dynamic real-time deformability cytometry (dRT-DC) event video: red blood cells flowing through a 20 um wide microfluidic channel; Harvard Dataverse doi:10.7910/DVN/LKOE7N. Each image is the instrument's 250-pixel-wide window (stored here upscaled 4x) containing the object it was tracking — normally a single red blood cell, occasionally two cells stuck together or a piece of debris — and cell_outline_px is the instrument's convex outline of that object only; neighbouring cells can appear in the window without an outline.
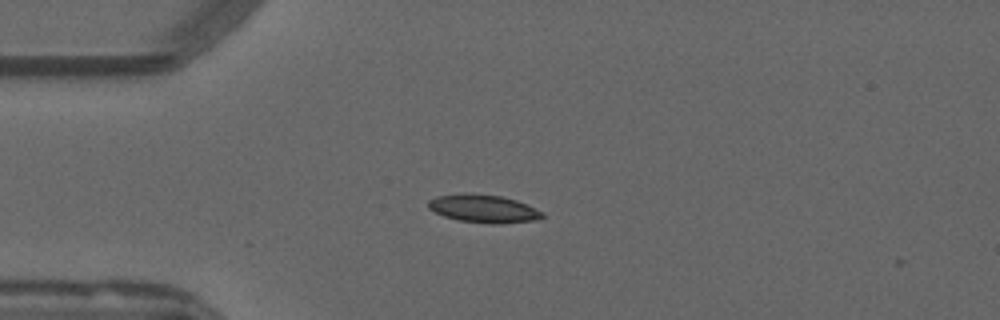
{"species": "common noctule bat (a hibernating species)", "species_latin": "Nyctalus noctula", "temperature_condition": "warm", "stored_images_in_passage": 3, "camera_frame_rate_fps": 3000, "um_per_image_px": 0.085, "animal": {"sex": "male", "forearm_length_mm": 52.5}, "frame": {"image": 1, "passage_image": 1, "time_ms": 0.0, "image_size_px": [1000, 320], "cell_outline_px": [[544, 216], [536, 220], [496, 224], [492, 224], [460, 220], [444, 216], [428, 208], [428, 200], [436, 196], [464, 192], [500, 196], [516, 200], [528, 204], [544, 212]], "centroid_in_image_um": [41.1, 17.72], "position_along_channel_um": 43.9, "area_um2": 18.67}}